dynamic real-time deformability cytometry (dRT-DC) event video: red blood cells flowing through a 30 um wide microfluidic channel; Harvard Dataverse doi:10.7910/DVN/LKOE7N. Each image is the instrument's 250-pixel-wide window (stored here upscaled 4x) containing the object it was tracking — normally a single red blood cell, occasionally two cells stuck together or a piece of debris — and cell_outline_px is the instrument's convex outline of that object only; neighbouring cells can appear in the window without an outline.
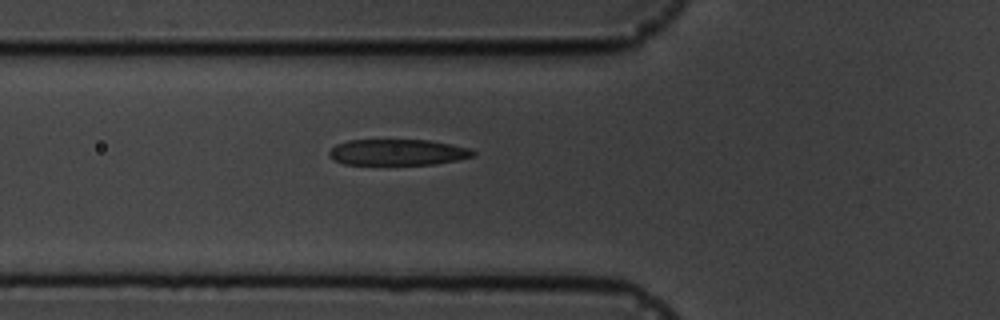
{"species": "common noctule bat (a hibernating species)", "species_latin": "Nyctalus noctula", "temperature_condition": "cold", "stored_images_in_passage": 5, "camera_frame_rate_fps": 3000, "um_per_image_px": 0.085, "animal": {"sex": "male", "body_mass_g": 19.5, "forearm_length_mm": 54.6}, "frame": {"image": 1, "passage_image": 5, "time_ms": 4.667, "image_size_px": [1000, 320], "cell_outline_px": [[476, 156], [456, 160], [432, 164], [344, 164], [328, 156], [328, 152], [336, 144], [348, 140], [428, 140], [468, 148], [476, 152]], "centroid_in_image_um": [33.78, 12.94], "position_along_channel_um": 92.0, "area_um2": 21.62}}